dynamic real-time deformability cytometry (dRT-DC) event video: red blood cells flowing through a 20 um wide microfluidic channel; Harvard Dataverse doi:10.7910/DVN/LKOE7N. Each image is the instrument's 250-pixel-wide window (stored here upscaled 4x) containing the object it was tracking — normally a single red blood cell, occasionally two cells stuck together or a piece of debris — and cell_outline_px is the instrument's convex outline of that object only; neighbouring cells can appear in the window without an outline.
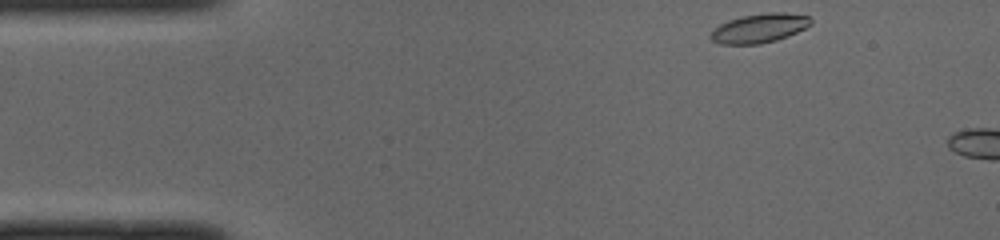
{"species": "common noctule bat (a hibernating species)", "species_latin": "Nyctalus noctula", "temperature_condition": "cold", "stored_images_in_passage": 4, "camera_frame_rate_fps": 3000, "um_per_image_px": 0.085, "animal": {"sex": "male", "body_mass_g": 19.0, "forearm_length_mm": 50.8}, "frame": {"image": 1, "passage_image": 1, "time_ms": 0.0, "image_size_px": [1000, 240], "cell_outline_px": [[812, 24], [788, 36], [776, 40], [760, 44], [720, 44], [712, 40], [708, 36], [720, 24], [728, 20], [744, 16], [768, 12], [784, 12], [808, 16], [812, 20]], "centroid_in_image_um": [64.55, 2.4], "position_along_channel_um": 20.5, "area_um2": 16.88}}